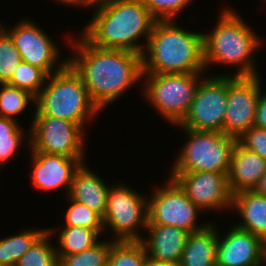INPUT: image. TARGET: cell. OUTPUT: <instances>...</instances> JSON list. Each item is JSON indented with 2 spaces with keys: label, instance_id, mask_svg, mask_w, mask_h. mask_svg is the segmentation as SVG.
Returning <instances> with one entry per match:
<instances>
[{
  "label": "cell",
  "instance_id": "obj_1",
  "mask_svg": "<svg viewBox=\"0 0 266 266\" xmlns=\"http://www.w3.org/2000/svg\"><path fill=\"white\" fill-rule=\"evenodd\" d=\"M68 63L80 75L90 98L100 111L142 79V55L94 46L82 34Z\"/></svg>",
  "mask_w": 266,
  "mask_h": 266
},
{
  "label": "cell",
  "instance_id": "obj_2",
  "mask_svg": "<svg viewBox=\"0 0 266 266\" xmlns=\"http://www.w3.org/2000/svg\"><path fill=\"white\" fill-rule=\"evenodd\" d=\"M95 13L81 34L94 46L143 54L156 19L142 0H113L95 8Z\"/></svg>",
  "mask_w": 266,
  "mask_h": 266
},
{
  "label": "cell",
  "instance_id": "obj_3",
  "mask_svg": "<svg viewBox=\"0 0 266 266\" xmlns=\"http://www.w3.org/2000/svg\"><path fill=\"white\" fill-rule=\"evenodd\" d=\"M175 21L156 20L142 54L143 73H204V33L189 32Z\"/></svg>",
  "mask_w": 266,
  "mask_h": 266
},
{
  "label": "cell",
  "instance_id": "obj_4",
  "mask_svg": "<svg viewBox=\"0 0 266 266\" xmlns=\"http://www.w3.org/2000/svg\"><path fill=\"white\" fill-rule=\"evenodd\" d=\"M220 13L217 27L204 34L205 69L209 63H222L239 67L233 76L258 75L252 56L263 39L233 9L226 8Z\"/></svg>",
  "mask_w": 266,
  "mask_h": 266
},
{
  "label": "cell",
  "instance_id": "obj_5",
  "mask_svg": "<svg viewBox=\"0 0 266 266\" xmlns=\"http://www.w3.org/2000/svg\"><path fill=\"white\" fill-rule=\"evenodd\" d=\"M47 80L36 96L34 116L61 118L83 128L88 118L97 117L100 113L82 78L69 63L49 75Z\"/></svg>",
  "mask_w": 266,
  "mask_h": 266
},
{
  "label": "cell",
  "instance_id": "obj_6",
  "mask_svg": "<svg viewBox=\"0 0 266 266\" xmlns=\"http://www.w3.org/2000/svg\"><path fill=\"white\" fill-rule=\"evenodd\" d=\"M188 139L171 172L229 173L237 139L217 131H196L180 128Z\"/></svg>",
  "mask_w": 266,
  "mask_h": 266
},
{
  "label": "cell",
  "instance_id": "obj_7",
  "mask_svg": "<svg viewBox=\"0 0 266 266\" xmlns=\"http://www.w3.org/2000/svg\"><path fill=\"white\" fill-rule=\"evenodd\" d=\"M201 73H143L144 82H147L144 83V95L161 116L179 125L195 98Z\"/></svg>",
  "mask_w": 266,
  "mask_h": 266
},
{
  "label": "cell",
  "instance_id": "obj_8",
  "mask_svg": "<svg viewBox=\"0 0 266 266\" xmlns=\"http://www.w3.org/2000/svg\"><path fill=\"white\" fill-rule=\"evenodd\" d=\"M143 196L122 183L109 186L103 224L113 230L114 241H142L137 228L146 229L149 214L148 198Z\"/></svg>",
  "mask_w": 266,
  "mask_h": 266
},
{
  "label": "cell",
  "instance_id": "obj_9",
  "mask_svg": "<svg viewBox=\"0 0 266 266\" xmlns=\"http://www.w3.org/2000/svg\"><path fill=\"white\" fill-rule=\"evenodd\" d=\"M83 128L52 116H34L28 134L31 152L84 158Z\"/></svg>",
  "mask_w": 266,
  "mask_h": 266
},
{
  "label": "cell",
  "instance_id": "obj_10",
  "mask_svg": "<svg viewBox=\"0 0 266 266\" xmlns=\"http://www.w3.org/2000/svg\"><path fill=\"white\" fill-rule=\"evenodd\" d=\"M168 180L167 185L156 188L152 198L148 199V225L174 226L189 233L206 228L209 223L197 225V215L202 210L172 178Z\"/></svg>",
  "mask_w": 266,
  "mask_h": 266
},
{
  "label": "cell",
  "instance_id": "obj_11",
  "mask_svg": "<svg viewBox=\"0 0 266 266\" xmlns=\"http://www.w3.org/2000/svg\"><path fill=\"white\" fill-rule=\"evenodd\" d=\"M227 108V75L203 77L183 121L176 126L196 131L223 132Z\"/></svg>",
  "mask_w": 266,
  "mask_h": 266
},
{
  "label": "cell",
  "instance_id": "obj_12",
  "mask_svg": "<svg viewBox=\"0 0 266 266\" xmlns=\"http://www.w3.org/2000/svg\"><path fill=\"white\" fill-rule=\"evenodd\" d=\"M255 76H233L227 74V108L223 122V133L239 138L254 126L261 81Z\"/></svg>",
  "mask_w": 266,
  "mask_h": 266
},
{
  "label": "cell",
  "instance_id": "obj_13",
  "mask_svg": "<svg viewBox=\"0 0 266 266\" xmlns=\"http://www.w3.org/2000/svg\"><path fill=\"white\" fill-rule=\"evenodd\" d=\"M18 23L12 29L5 30L14 40L23 62L42 69L48 76L68 63L66 58L57 63L60 58L58 46L34 21L22 19Z\"/></svg>",
  "mask_w": 266,
  "mask_h": 266
},
{
  "label": "cell",
  "instance_id": "obj_14",
  "mask_svg": "<svg viewBox=\"0 0 266 266\" xmlns=\"http://www.w3.org/2000/svg\"><path fill=\"white\" fill-rule=\"evenodd\" d=\"M170 175L201 210L232 208L233 194L228 184V173L171 172Z\"/></svg>",
  "mask_w": 266,
  "mask_h": 266
},
{
  "label": "cell",
  "instance_id": "obj_15",
  "mask_svg": "<svg viewBox=\"0 0 266 266\" xmlns=\"http://www.w3.org/2000/svg\"><path fill=\"white\" fill-rule=\"evenodd\" d=\"M225 236L218 235L217 266H265L266 243L235 225Z\"/></svg>",
  "mask_w": 266,
  "mask_h": 266
},
{
  "label": "cell",
  "instance_id": "obj_16",
  "mask_svg": "<svg viewBox=\"0 0 266 266\" xmlns=\"http://www.w3.org/2000/svg\"><path fill=\"white\" fill-rule=\"evenodd\" d=\"M32 185L41 191H53L64 187L68 196L74 173L84 158H68L63 155L32 152Z\"/></svg>",
  "mask_w": 266,
  "mask_h": 266
},
{
  "label": "cell",
  "instance_id": "obj_17",
  "mask_svg": "<svg viewBox=\"0 0 266 266\" xmlns=\"http://www.w3.org/2000/svg\"><path fill=\"white\" fill-rule=\"evenodd\" d=\"M149 237L142 242L150 264L179 262L189 232L167 225H147Z\"/></svg>",
  "mask_w": 266,
  "mask_h": 266
},
{
  "label": "cell",
  "instance_id": "obj_18",
  "mask_svg": "<svg viewBox=\"0 0 266 266\" xmlns=\"http://www.w3.org/2000/svg\"><path fill=\"white\" fill-rule=\"evenodd\" d=\"M265 172L266 160L236 142L228 173L231 193L254 190Z\"/></svg>",
  "mask_w": 266,
  "mask_h": 266
},
{
  "label": "cell",
  "instance_id": "obj_19",
  "mask_svg": "<svg viewBox=\"0 0 266 266\" xmlns=\"http://www.w3.org/2000/svg\"><path fill=\"white\" fill-rule=\"evenodd\" d=\"M85 163L74 173L68 196L71 200L87 205L102 217L106 213L109 185L94 172L90 171Z\"/></svg>",
  "mask_w": 266,
  "mask_h": 266
},
{
  "label": "cell",
  "instance_id": "obj_20",
  "mask_svg": "<svg viewBox=\"0 0 266 266\" xmlns=\"http://www.w3.org/2000/svg\"><path fill=\"white\" fill-rule=\"evenodd\" d=\"M236 208L243 222L236 227L249 231L266 243V196L254 190H244L233 195L232 209Z\"/></svg>",
  "mask_w": 266,
  "mask_h": 266
},
{
  "label": "cell",
  "instance_id": "obj_21",
  "mask_svg": "<svg viewBox=\"0 0 266 266\" xmlns=\"http://www.w3.org/2000/svg\"><path fill=\"white\" fill-rule=\"evenodd\" d=\"M216 226L210 223L206 228L189 233L183 249L181 266H217L218 232Z\"/></svg>",
  "mask_w": 266,
  "mask_h": 266
},
{
  "label": "cell",
  "instance_id": "obj_22",
  "mask_svg": "<svg viewBox=\"0 0 266 266\" xmlns=\"http://www.w3.org/2000/svg\"><path fill=\"white\" fill-rule=\"evenodd\" d=\"M102 230H94L82 226L65 227L61 230L57 246V256H67L80 253L95 244L100 240L97 239ZM58 249V250H57Z\"/></svg>",
  "mask_w": 266,
  "mask_h": 266
},
{
  "label": "cell",
  "instance_id": "obj_23",
  "mask_svg": "<svg viewBox=\"0 0 266 266\" xmlns=\"http://www.w3.org/2000/svg\"><path fill=\"white\" fill-rule=\"evenodd\" d=\"M32 230L6 237L0 240V264L15 266L19 259L33 246V244L47 231Z\"/></svg>",
  "mask_w": 266,
  "mask_h": 266
},
{
  "label": "cell",
  "instance_id": "obj_24",
  "mask_svg": "<svg viewBox=\"0 0 266 266\" xmlns=\"http://www.w3.org/2000/svg\"><path fill=\"white\" fill-rule=\"evenodd\" d=\"M108 266H150L142 241H111Z\"/></svg>",
  "mask_w": 266,
  "mask_h": 266
},
{
  "label": "cell",
  "instance_id": "obj_25",
  "mask_svg": "<svg viewBox=\"0 0 266 266\" xmlns=\"http://www.w3.org/2000/svg\"><path fill=\"white\" fill-rule=\"evenodd\" d=\"M53 230L55 229H48L15 266H58L56 246L50 243Z\"/></svg>",
  "mask_w": 266,
  "mask_h": 266
},
{
  "label": "cell",
  "instance_id": "obj_26",
  "mask_svg": "<svg viewBox=\"0 0 266 266\" xmlns=\"http://www.w3.org/2000/svg\"><path fill=\"white\" fill-rule=\"evenodd\" d=\"M0 117L16 120L30 102L35 104L36 97L29 91L9 84H0Z\"/></svg>",
  "mask_w": 266,
  "mask_h": 266
},
{
  "label": "cell",
  "instance_id": "obj_27",
  "mask_svg": "<svg viewBox=\"0 0 266 266\" xmlns=\"http://www.w3.org/2000/svg\"><path fill=\"white\" fill-rule=\"evenodd\" d=\"M111 241H99L76 254L58 256V266H108Z\"/></svg>",
  "mask_w": 266,
  "mask_h": 266
},
{
  "label": "cell",
  "instance_id": "obj_28",
  "mask_svg": "<svg viewBox=\"0 0 266 266\" xmlns=\"http://www.w3.org/2000/svg\"><path fill=\"white\" fill-rule=\"evenodd\" d=\"M2 25L0 23V84H8L22 59L14 40Z\"/></svg>",
  "mask_w": 266,
  "mask_h": 266
},
{
  "label": "cell",
  "instance_id": "obj_29",
  "mask_svg": "<svg viewBox=\"0 0 266 266\" xmlns=\"http://www.w3.org/2000/svg\"><path fill=\"white\" fill-rule=\"evenodd\" d=\"M47 77L42 69L21 61L8 84L27 90L36 97L45 86Z\"/></svg>",
  "mask_w": 266,
  "mask_h": 266
},
{
  "label": "cell",
  "instance_id": "obj_30",
  "mask_svg": "<svg viewBox=\"0 0 266 266\" xmlns=\"http://www.w3.org/2000/svg\"><path fill=\"white\" fill-rule=\"evenodd\" d=\"M70 205L65 212V227L82 226L94 230H103V217L87 205L67 198Z\"/></svg>",
  "mask_w": 266,
  "mask_h": 266
},
{
  "label": "cell",
  "instance_id": "obj_31",
  "mask_svg": "<svg viewBox=\"0 0 266 266\" xmlns=\"http://www.w3.org/2000/svg\"><path fill=\"white\" fill-rule=\"evenodd\" d=\"M156 20H176L188 4L184 0H142Z\"/></svg>",
  "mask_w": 266,
  "mask_h": 266
},
{
  "label": "cell",
  "instance_id": "obj_32",
  "mask_svg": "<svg viewBox=\"0 0 266 266\" xmlns=\"http://www.w3.org/2000/svg\"><path fill=\"white\" fill-rule=\"evenodd\" d=\"M237 142L266 160V129L252 126L237 138Z\"/></svg>",
  "mask_w": 266,
  "mask_h": 266
},
{
  "label": "cell",
  "instance_id": "obj_33",
  "mask_svg": "<svg viewBox=\"0 0 266 266\" xmlns=\"http://www.w3.org/2000/svg\"><path fill=\"white\" fill-rule=\"evenodd\" d=\"M24 136L26 135H10V138H0V167L19 151Z\"/></svg>",
  "mask_w": 266,
  "mask_h": 266
},
{
  "label": "cell",
  "instance_id": "obj_34",
  "mask_svg": "<svg viewBox=\"0 0 266 266\" xmlns=\"http://www.w3.org/2000/svg\"><path fill=\"white\" fill-rule=\"evenodd\" d=\"M17 120L0 117V138H10V135H22L24 130H21Z\"/></svg>",
  "mask_w": 266,
  "mask_h": 266
},
{
  "label": "cell",
  "instance_id": "obj_35",
  "mask_svg": "<svg viewBox=\"0 0 266 266\" xmlns=\"http://www.w3.org/2000/svg\"><path fill=\"white\" fill-rule=\"evenodd\" d=\"M261 93L262 91L260 90L259 98L257 101L254 126L266 129V93Z\"/></svg>",
  "mask_w": 266,
  "mask_h": 266
},
{
  "label": "cell",
  "instance_id": "obj_36",
  "mask_svg": "<svg viewBox=\"0 0 266 266\" xmlns=\"http://www.w3.org/2000/svg\"><path fill=\"white\" fill-rule=\"evenodd\" d=\"M113 0H76V6H94L96 8L102 7L104 5H108Z\"/></svg>",
  "mask_w": 266,
  "mask_h": 266
},
{
  "label": "cell",
  "instance_id": "obj_37",
  "mask_svg": "<svg viewBox=\"0 0 266 266\" xmlns=\"http://www.w3.org/2000/svg\"><path fill=\"white\" fill-rule=\"evenodd\" d=\"M254 191L259 195L266 196V172L261 176L258 185L254 188Z\"/></svg>",
  "mask_w": 266,
  "mask_h": 266
},
{
  "label": "cell",
  "instance_id": "obj_38",
  "mask_svg": "<svg viewBox=\"0 0 266 266\" xmlns=\"http://www.w3.org/2000/svg\"><path fill=\"white\" fill-rule=\"evenodd\" d=\"M150 266H181L179 262L150 264Z\"/></svg>",
  "mask_w": 266,
  "mask_h": 266
},
{
  "label": "cell",
  "instance_id": "obj_39",
  "mask_svg": "<svg viewBox=\"0 0 266 266\" xmlns=\"http://www.w3.org/2000/svg\"><path fill=\"white\" fill-rule=\"evenodd\" d=\"M60 2H63V4H71V5H76V0H58Z\"/></svg>",
  "mask_w": 266,
  "mask_h": 266
},
{
  "label": "cell",
  "instance_id": "obj_40",
  "mask_svg": "<svg viewBox=\"0 0 266 266\" xmlns=\"http://www.w3.org/2000/svg\"><path fill=\"white\" fill-rule=\"evenodd\" d=\"M187 4H189L192 0H184Z\"/></svg>",
  "mask_w": 266,
  "mask_h": 266
},
{
  "label": "cell",
  "instance_id": "obj_41",
  "mask_svg": "<svg viewBox=\"0 0 266 266\" xmlns=\"http://www.w3.org/2000/svg\"><path fill=\"white\" fill-rule=\"evenodd\" d=\"M265 264H266V246H265Z\"/></svg>",
  "mask_w": 266,
  "mask_h": 266
}]
</instances>
